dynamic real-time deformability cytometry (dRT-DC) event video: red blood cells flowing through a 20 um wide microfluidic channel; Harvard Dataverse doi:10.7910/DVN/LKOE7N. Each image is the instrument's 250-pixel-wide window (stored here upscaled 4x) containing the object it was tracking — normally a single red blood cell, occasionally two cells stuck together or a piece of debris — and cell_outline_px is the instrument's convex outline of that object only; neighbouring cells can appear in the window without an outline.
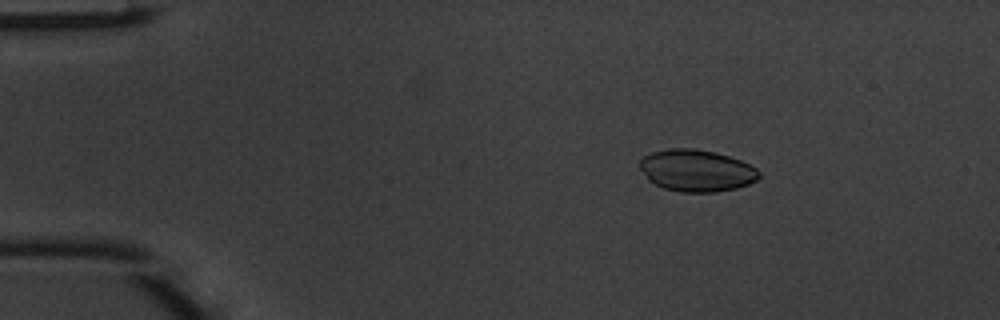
{"species": "common noctule bat (a hibernating species)", "species_latin": "Nyctalus noctula", "temperature_condition": "warm", "stored_images_in_passage": 48, "camera_frame_rate_fps": 3000, "um_per_image_px": 0.085, "animal": {"sex": "male", "body_mass_g": 20.1, "forearm_length_mm": 53.5}, "frame": {"image": 1, "passage_image": 7, "time_ms": 2.0, "image_size_px": [1000, 320], "cell_outline_px": [[760, 176], [756, 180], [748, 184], [736, 188], [716, 192], [680, 192], [664, 188], [648, 180], [640, 168], [640, 160], [644, 156], [652, 152], [668, 148], [692, 148], [716, 152], [740, 160], [756, 168], [760, 172]], "centroid_in_image_um": [59.2, 14.49], "position_along_channel_um": 25.8, "area_um2": 29.07}}
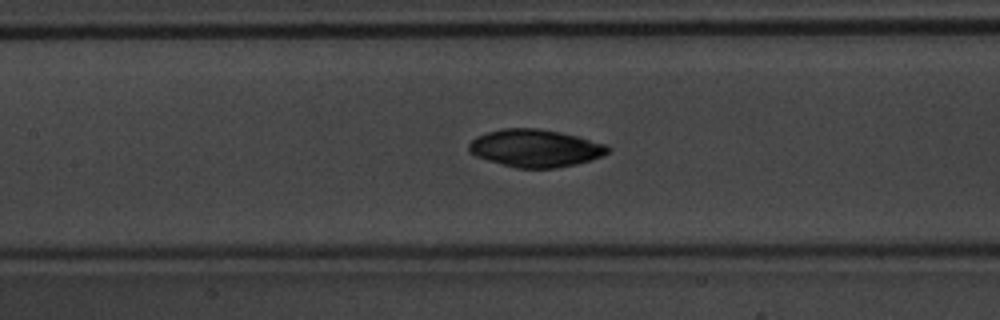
{"frame": {"image": 2, "passage_image": 22, "time_ms": 7.0, "image_size_px": [1000, 320], "cell_outline_px": [[612, 148], [608, 152], [592, 160], [576, 164], [556, 168], [516, 168], [488, 160], [476, 156], [468, 152], [468, 144], [476, 136], [488, 132], [504, 128], [536, 128], [560, 132], [608, 144]], "centroid_in_image_um": [45.51, 12.6], "position_along_channel_um": 161.9, "area_um2": 30.46}}
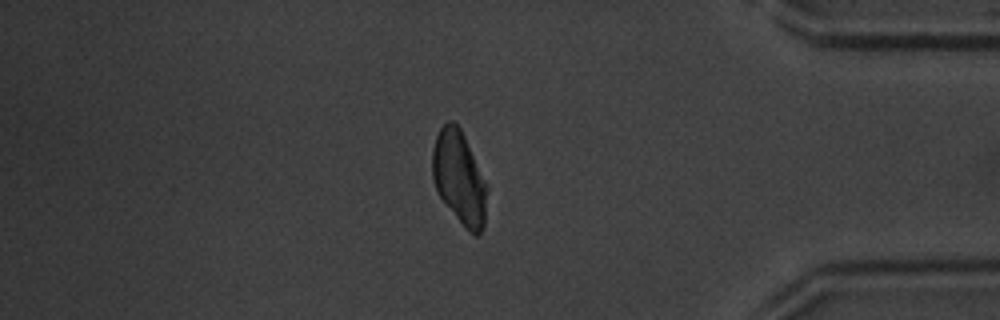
{"frame": {"image": 3, "passage_image": 41, "time_ms": 13.333, "image_size_px": [1000, 320], "cell_outline_px": [[488, 188], [484, 228], [476, 236], [468, 232], [440, 196], [432, 180], [432, 148], [436, 136], [440, 128], [448, 120], [452, 120], [460, 128], [488, 184]], "centroid_in_image_um": [39.05, 15.11], "position_along_channel_um": 396.1, "area_um2": 29.82}, "authors_computed_cell_mechanics": {"area_um2": 29.8826, "velocity_mm_per_s": 4.1317, "shape_relaxation_time_tau1_ms": 1.7806, "shape_relaxation_time_tau2_ms": 9.2221, "deformation_change_tau1": 0.0643, "deformation_change_tau2": 0.0843}}